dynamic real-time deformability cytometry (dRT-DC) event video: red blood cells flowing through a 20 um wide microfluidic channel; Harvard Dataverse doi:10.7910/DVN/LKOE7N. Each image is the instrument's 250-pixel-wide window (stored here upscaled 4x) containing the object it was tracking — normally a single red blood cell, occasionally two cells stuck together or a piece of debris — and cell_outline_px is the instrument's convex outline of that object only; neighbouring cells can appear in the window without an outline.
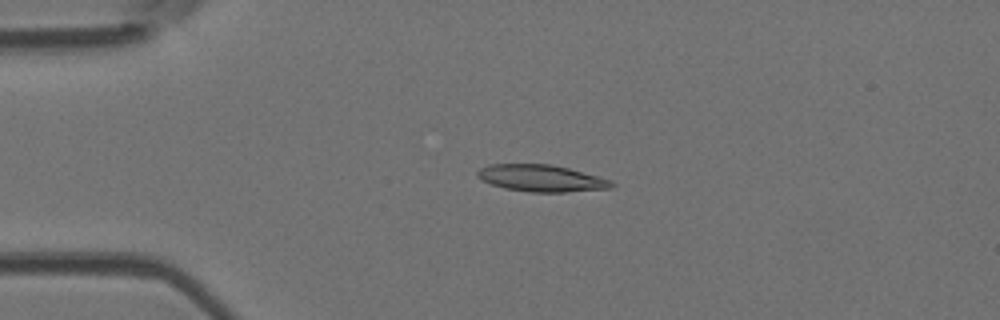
{"species": "Egyptian fruit bat (a non-hibernating species)", "species_latin": "Rousettus aegyptiacus", "temperature_condition": "room temperature", "stored_images_in_passage": 5, "camera_frame_rate_fps": 3000, "um_per_image_px": 0.085, "animal": {"sex": "female"}, "frame": {"image": 1, "passage_image": 4, "time_ms": 3.667, "image_size_px": [1000, 320], "cell_outline_px": [[616, 184], [612, 188], [564, 192], [528, 192], [504, 188], [492, 184], [476, 176], [476, 172], [480, 168], [488, 164], [552, 164], [568, 168], [612, 180]], "centroid_in_image_um": [46.02, 15.15], "position_along_channel_um": 39.0, "area_um2": 20.98}}